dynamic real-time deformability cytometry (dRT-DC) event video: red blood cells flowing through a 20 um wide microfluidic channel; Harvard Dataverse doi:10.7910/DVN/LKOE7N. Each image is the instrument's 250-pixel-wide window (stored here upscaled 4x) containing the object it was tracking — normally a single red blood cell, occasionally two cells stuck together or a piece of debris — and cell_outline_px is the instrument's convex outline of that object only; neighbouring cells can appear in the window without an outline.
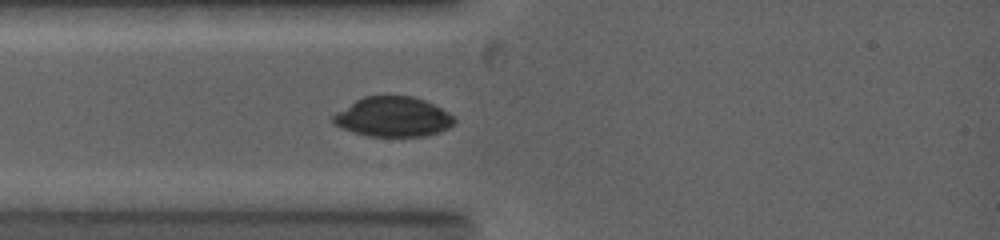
{"species": "common noctule bat (a hibernating species)", "species_latin": "Nyctalus noctula", "temperature_condition": "warm", "stored_images_in_passage": 4, "camera_frame_rate_fps": 5000, "um_per_image_px": 0.085, "animal": {"sex": "female", "body_mass_g": 19.0, "forearm_length_mm": 53.3}, "frame": {"image": 1, "passage_image": 4, "time_ms": 2.4, "image_size_px": [1000, 240], "cell_outline_px": [[456, 120], [448, 128], [440, 132], [424, 136], [368, 136], [344, 128], [336, 124], [332, 120], [332, 116], [336, 112], [356, 100], [364, 96], [412, 96], [424, 100], [448, 112]], "centroid_in_image_um": [33.42, 9.93], "position_along_channel_um": 51.6, "area_um2": 27.74}}